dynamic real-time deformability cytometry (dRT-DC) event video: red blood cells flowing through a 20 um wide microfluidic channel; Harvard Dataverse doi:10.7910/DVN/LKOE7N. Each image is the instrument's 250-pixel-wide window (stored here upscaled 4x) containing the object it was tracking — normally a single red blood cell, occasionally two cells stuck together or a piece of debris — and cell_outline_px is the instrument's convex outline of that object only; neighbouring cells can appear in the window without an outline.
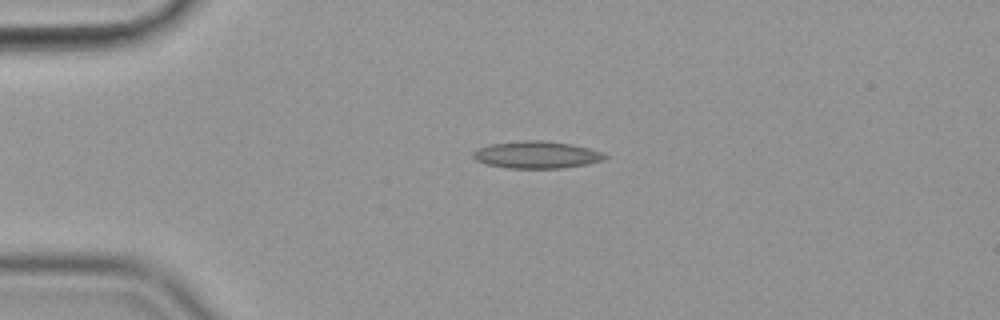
{"species": "common noctule bat (a hibernating species)", "species_latin": "Nyctalus noctula", "temperature_condition": "cold", "stored_images_in_passage": 44, "camera_frame_rate_fps": 3000, "um_per_image_px": 0.085, "animal": {"sex": "female", "body_mass_g": 19.9}, "frame": {"image": 1, "passage_image": 1, "time_ms": 0.0, "image_size_px": [1000, 320], "cell_outline_px": [[608, 156], [604, 160], [588, 164], [564, 168], [508, 168], [484, 164], [476, 160], [472, 156], [472, 152], [480, 148], [492, 144], [524, 140], [540, 140], [572, 144], [604, 152]], "centroid_in_image_um": [45.64, 13.16], "position_along_channel_um": 39.4, "area_um2": 20.92}}
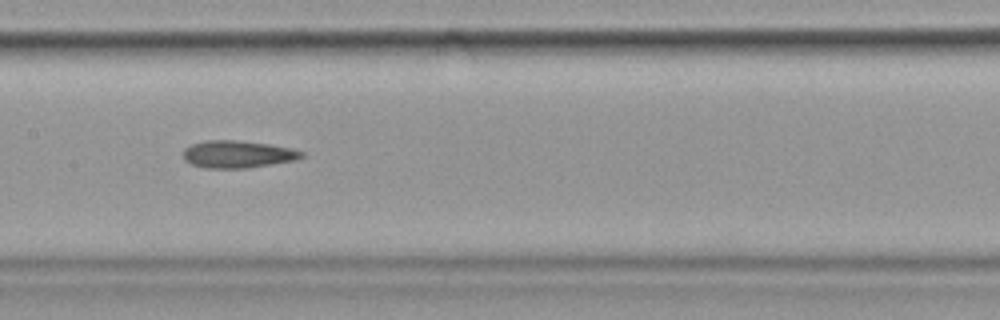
{"frame": {"image": 2, "passage_image": 16, "time_ms": 5.0, "image_size_px": [1000, 320], "cell_outline_px": [[304, 156], [296, 160], [248, 168], [204, 168], [192, 164], [184, 160], [184, 148], [192, 144], [204, 140], [236, 140], [268, 144], [288, 148], [304, 152]], "centroid_in_image_um": [20.18, 13.11], "position_along_channel_um": 187.2, "area_um2": 18.79}}
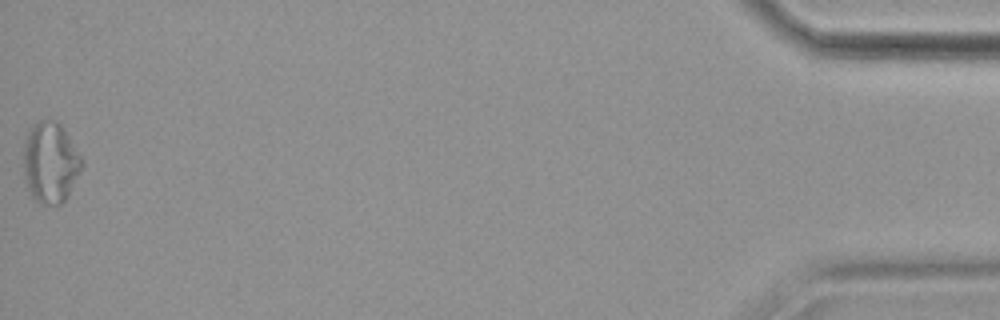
{"frame": {"image": 3, "passage_image": 44, "time_ms": 14.333, "image_size_px": [1000, 320], "cell_outline_px": [[84, 164], [68, 196], [60, 204], [40, 204], [32, 196], [28, 188], [24, 176], [24, 140], [28, 128], [40, 120], [56, 120], [60, 124], [84, 160]], "centroid_in_image_um": [4.28, 13.8], "position_along_channel_um": 430.9, "area_um2": 27.57}, "authors_computed_cell_mechanics": {"area_um2": 19.5364, "velocity_mm_per_s": 3.5925, "shape_relaxation_time_tau1_ms": null, "shape_relaxation_time_tau2_ms": 5.5372, "deformation_change_tau1": null, "deformation_change_tau2": 0.1582}}